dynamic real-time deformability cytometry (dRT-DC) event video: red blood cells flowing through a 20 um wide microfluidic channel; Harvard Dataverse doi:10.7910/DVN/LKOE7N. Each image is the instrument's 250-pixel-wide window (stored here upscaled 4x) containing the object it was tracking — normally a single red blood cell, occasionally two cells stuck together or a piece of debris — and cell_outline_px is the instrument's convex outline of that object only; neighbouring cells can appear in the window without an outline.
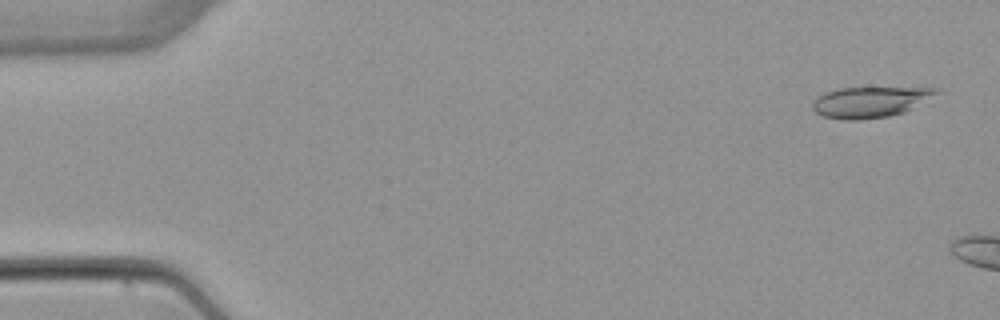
{"species": "common noctule bat (a hibernating species)", "species_latin": "Nyctalus noctula", "temperature_condition": "warm", "stored_images_in_passage": 6, "camera_frame_rate_fps": 3000, "um_per_image_px": 0.085, "animal": {"sex": "female", "body_mass_g": 22.7, "forearm_length_mm": 54.2}, "frame": {"image": 1, "passage_image": 1, "time_ms": 0.0, "image_size_px": [1000, 320], "cell_outline_px": [[940, 92], [912, 108], [904, 112], [888, 116], [860, 120], [844, 120], [824, 116], [816, 112], [812, 108], [812, 104], [816, 96], [824, 92], [840, 88], [936, 88]], "centroid_in_image_um": [73.9, 8.67], "position_along_channel_um": 11.1, "area_um2": 21.96}}
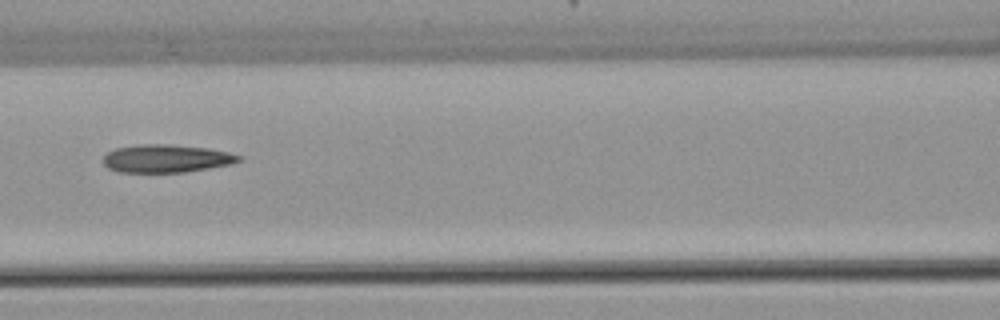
{"frame": {"image": 2, "passage_image": 6, "time_ms": 7.0, "image_size_px": [1000, 320], "cell_outline_px": [[244, 156], [240, 160], [232, 164], [184, 172], [116, 172], [108, 168], [104, 164], [104, 156], [108, 152], [116, 148], [140, 144], [168, 144], [208, 148], [228, 152]], "centroid_in_image_um": [14.15, 13.47], "position_along_channel_um": 152.5, "area_um2": 22.08}}